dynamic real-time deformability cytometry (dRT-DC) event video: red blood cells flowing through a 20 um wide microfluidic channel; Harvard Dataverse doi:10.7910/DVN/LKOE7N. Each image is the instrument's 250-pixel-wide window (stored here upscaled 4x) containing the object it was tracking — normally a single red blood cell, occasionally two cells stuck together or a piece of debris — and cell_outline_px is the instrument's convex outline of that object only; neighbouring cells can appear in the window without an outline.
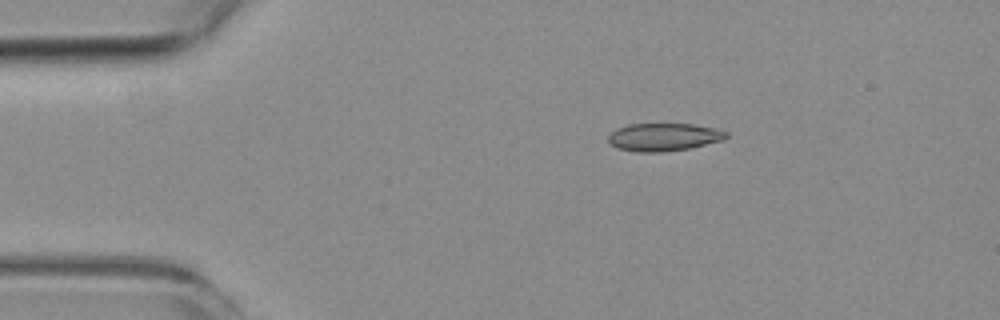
{"species": "common noctule bat (a hibernating species)", "species_latin": "Nyctalus noctula", "temperature_condition": "room temperature", "stored_images_in_passage": 4, "camera_frame_rate_fps": 3000, "um_per_image_px": 0.085, "animal": {"sex": "female", "body_mass_g": 19.3, "forearm_length_mm": 54.1}, "frame": {"image": 1, "passage_image": 1, "time_ms": 0.0, "image_size_px": [1000, 320], "cell_outline_px": [[728, 136], [724, 140], [688, 148], [660, 152], [636, 152], [620, 148], [612, 144], [608, 140], [608, 136], [616, 128], [628, 124], [696, 124], [716, 128], [728, 132]], "centroid_in_image_um": [56.45, 11.63], "position_along_channel_um": 28.6, "area_um2": 19.07}}
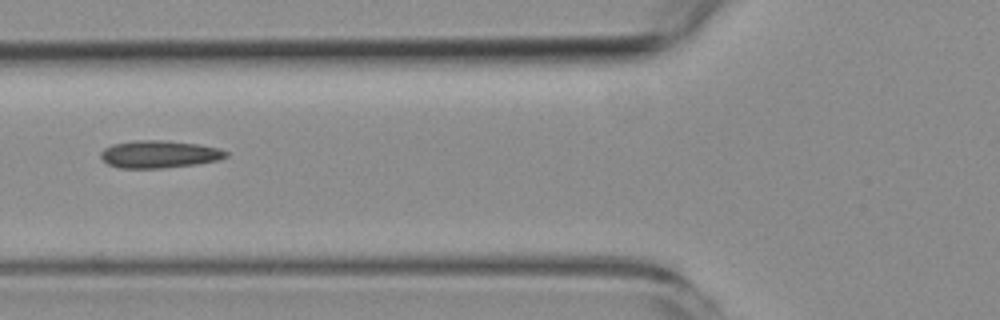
{"frame": {"image": 2, "passage_image": 4, "time_ms": 3.667, "image_size_px": [1000, 320], "cell_outline_px": [[228, 156], [220, 160], [196, 164], [164, 168], [120, 168], [108, 164], [100, 156], [100, 152], [104, 148], [112, 144], [136, 140], [160, 140], [200, 144], [220, 148], [228, 152]], "centroid_in_image_um": [13.56, 13.11], "position_along_channel_um": 112.2, "area_um2": 20.17}}